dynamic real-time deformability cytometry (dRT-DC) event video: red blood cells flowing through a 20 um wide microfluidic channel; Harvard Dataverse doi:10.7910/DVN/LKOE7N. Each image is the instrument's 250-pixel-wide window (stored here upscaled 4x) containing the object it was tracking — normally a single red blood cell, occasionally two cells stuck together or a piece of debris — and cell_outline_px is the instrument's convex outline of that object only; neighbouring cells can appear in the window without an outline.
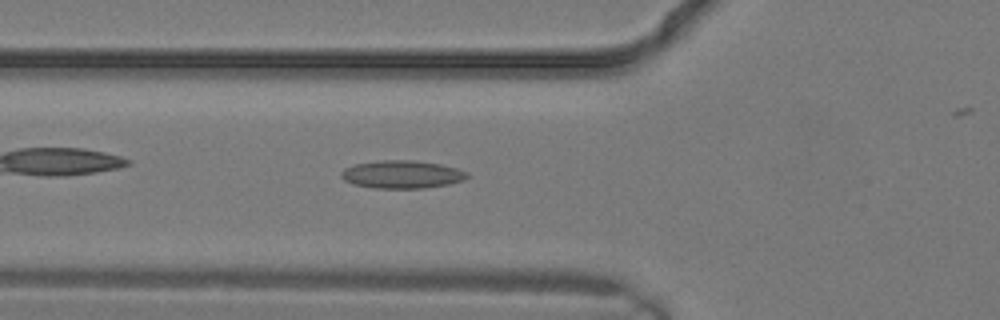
{"species": "common noctule bat (a hibernating species)", "species_latin": "Nyctalus noctula", "temperature_condition": "warm", "stored_images_in_passage": 7, "camera_frame_rate_fps": 3000, "um_per_image_px": 0.085, "animal": {"sex": "male", "body_mass_g": 19.2, "forearm_length_mm": 51.8}, "frame": {"image": 1, "passage_image": 2, "time_ms": 0.333, "image_size_px": [1000, 320], "cell_outline_px": [[468, 176], [464, 180], [448, 184], [424, 188], [372, 188], [352, 184], [344, 180], [340, 176], [340, 172], [344, 168], [356, 164], [380, 160], [412, 160], [440, 164], [456, 168], [468, 172]], "centroid_in_image_um": [34.14, 14.83], "position_along_channel_um": 91.7, "area_um2": 20.52}}
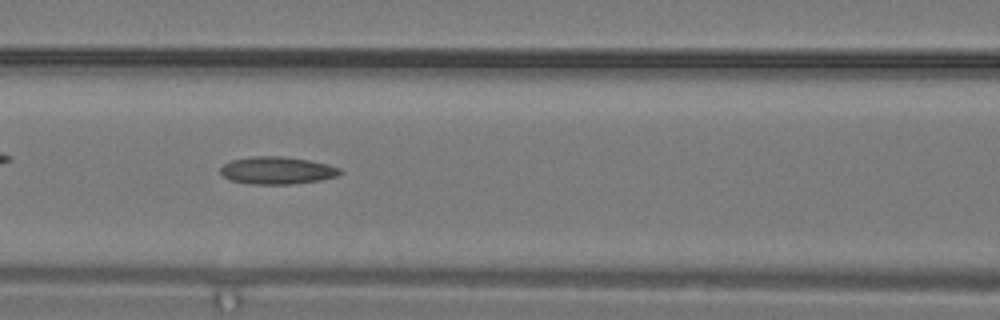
{"frame": {"image": 2, "passage_image": 4, "time_ms": 1.0, "image_size_px": [1000, 320], "cell_outline_px": [[344, 172], [336, 176], [320, 180], [292, 184], [252, 184], [228, 180], [220, 172], [220, 168], [224, 164], [232, 160], [252, 156], [280, 156], [308, 160], [328, 164], [340, 168]], "centroid_in_image_um": [23.55, 14.49], "position_along_channel_um": 143.1, "area_um2": 19.13}}
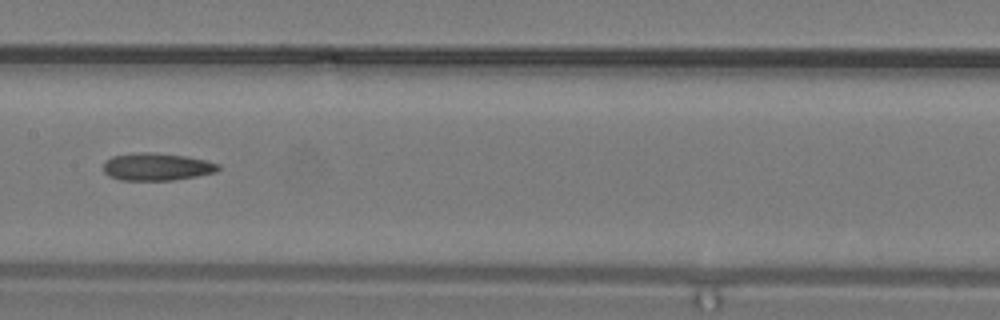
{"frame": {"image": 3, "passage_image": 6, "time_ms": 1.667, "image_size_px": [1000, 320], "cell_outline_px": [[220, 168], [216, 172], [196, 176], [172, 180], [120, 180], [108, 176], [104, 172], [104, 160], [112, 156], [136, 152], [152, 152], [184, 156], [204, 160], [220, 164]], "centroid_in_image_um": [13.29, 14.17], "position_along_channel_um": 194.1, "area_um2": 18.44}}